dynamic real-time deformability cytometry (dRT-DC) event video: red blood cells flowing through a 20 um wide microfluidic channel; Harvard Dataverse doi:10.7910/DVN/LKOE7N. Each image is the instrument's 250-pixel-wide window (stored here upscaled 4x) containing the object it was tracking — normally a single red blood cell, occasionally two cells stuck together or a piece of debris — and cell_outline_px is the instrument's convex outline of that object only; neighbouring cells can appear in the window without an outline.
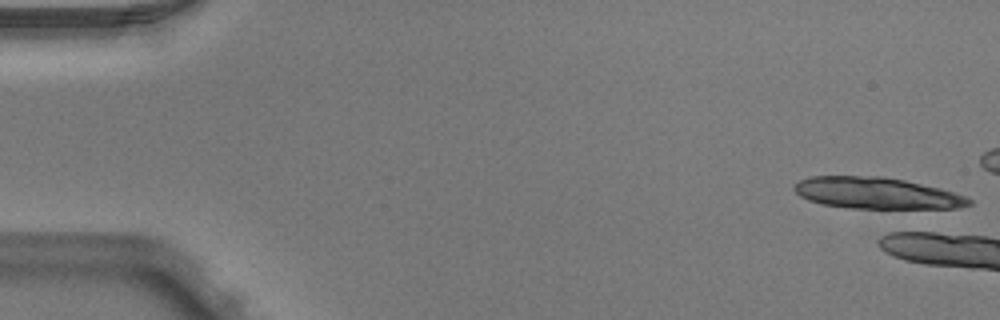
{"species": "Egyptian fruit bat (a non-hibernating species)", "species_latin": "Rousettus aegyptiacus", "temperature_condition": "warm", "stored_images_in_passage": 1, "camera_frame_rate_fps": 3000, "um_per_image_px": 0.085, "animal": {"sex": "male"}, "frame": {"image": 1, "passage_image": 1, "time_ms": 0.0, "image_size_px": [1000, 320], "cell_outline_px": [[972, 204], [956, 208], [852, 208], [824, 204], [808, 200], [800, 196], [792, 188], [800, 180], [812, 176], [884, 176], [904, 180], [940, 188], [964, 196], [972, 200]], "centroid_in_image_um": [74.5, 16.41], "position_along_channel_um": 10.5, "area_um2": 31.73}}